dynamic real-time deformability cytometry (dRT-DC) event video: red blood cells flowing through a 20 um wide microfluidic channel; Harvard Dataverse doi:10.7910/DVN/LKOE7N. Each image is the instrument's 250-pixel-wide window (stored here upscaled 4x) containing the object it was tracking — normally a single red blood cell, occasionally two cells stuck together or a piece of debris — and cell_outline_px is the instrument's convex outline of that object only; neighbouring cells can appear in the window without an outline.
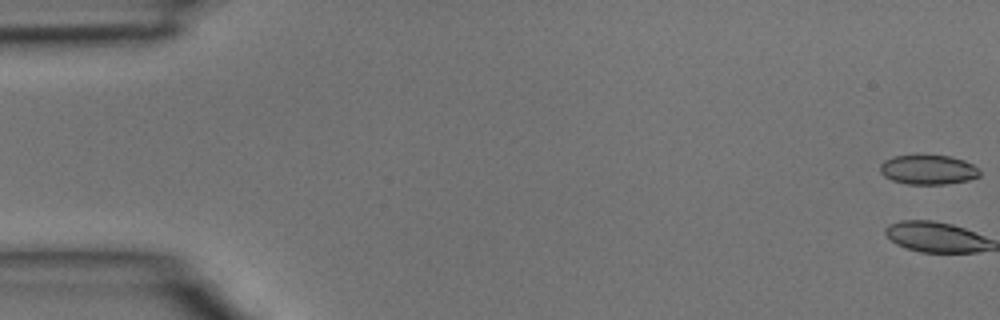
{"species": "common noctule bat (a hibernating species)", "species_latin": "Nyctalus noctula", "temperature_condition": "room temperature", "stored_images_in_passage": 5, "camera_frame_rate_fps": 3000, "um_per_image_px": 0.085, "animal": {"sex": "male", "body_mass_g": 15.6}, "frame": {"image": 1, "passage_image": 1, "time_ms": 0.0, "image_size_px": [1000, 320], "cell_outline_px": [[980, 176], [968, 180], [944, 184], [908, 184], [892, 180], [884, 176], [880, 172], [880, 164], [884, 160], [892, 156], [916, 152], [952, 156], [964, 160], [972, 164], [980, 172]], "centroid_in_image_um": [78.84, 14.36], "position_along_channel_um": 6.2, "area_um2": 17.86}}